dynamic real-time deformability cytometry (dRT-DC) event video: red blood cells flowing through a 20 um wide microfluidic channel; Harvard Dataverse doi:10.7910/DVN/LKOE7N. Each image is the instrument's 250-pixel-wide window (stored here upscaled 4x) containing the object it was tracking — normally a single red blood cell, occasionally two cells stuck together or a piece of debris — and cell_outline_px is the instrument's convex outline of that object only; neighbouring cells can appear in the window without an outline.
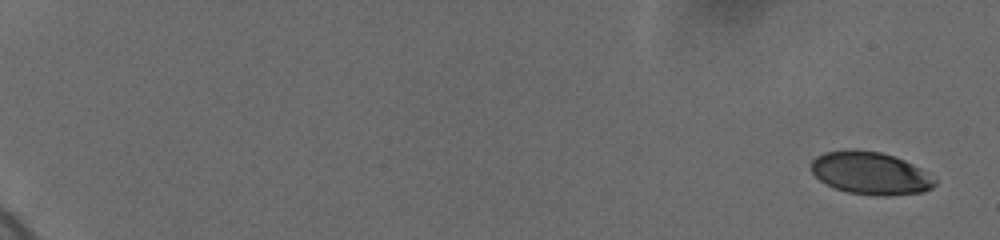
{"species": "human", "species_latin": "Homo sapiens", "temperature_condition": "cold", "stored_images_in_passage": 22, "camera_frame_rate_fps": 3000, "um_per_image_px": 0.085, "donor": {"sex": "female"}, "frame": {"image": 1, "passage_image": 1, "time_ms": 0.0, "image_size_px": [1000, 240], "cell_outline_px": [[936, 184], [932, 188], [924, 192], [888, 196], [880, 196], [848, 192], [836, 188], [820, 180], [812, 172], [812, 160], [816, 156], [824, 152], [848, 148], [852, 148], [880, 152], [904, 160], [920, 168], [936, 180]], "centroid_in_image_um": [73.98, 14.71], "position_along_channel_um": 11.0, "area_um2": 30.69}}
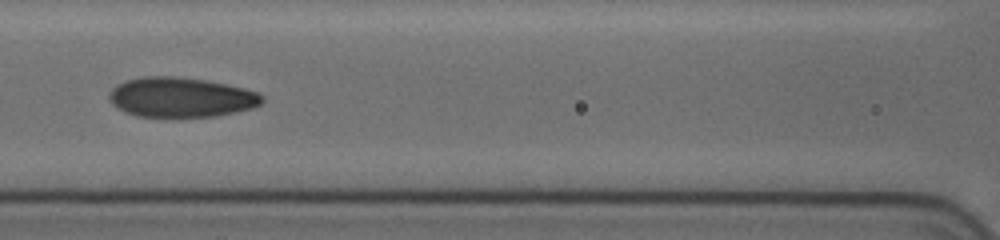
{"frame": {"image": 2, "passage_image": 12, "time_ms": 9.667, "image_size_px": [1000, 240], "cell_outline_px": [[264, 100], [260, 104], [252, 108], [236, 112], [216, 116], [136, 116], [124, 112], [112, 104], [108, 96], [112, 88], [128, 80], [152, 76], [168, 76], [204, 80], [244, 88], [256, 92], [264, 96]], "centroid_in_image_um": [15.4, 8.28], "position_along_channel_um": 151.2, "area_um2": 34.97}}
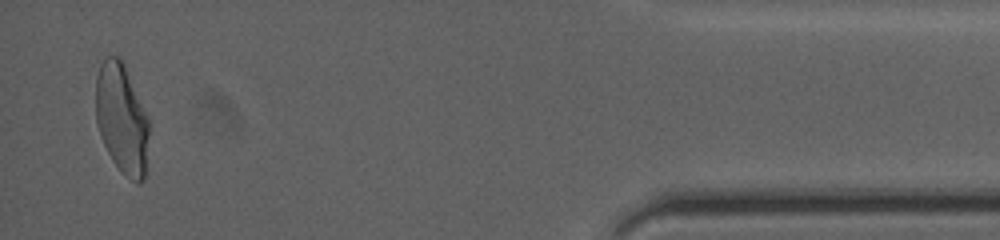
{"frame": {"image": 3, "passage_image": 22, "time_ms": 18.667, "image_size_px": [1000, 240], "cell_outline_px": [[148, 132], [144, 180], [140, 184], [136, 184], [124, 176], [120, 172], [112, 160], [100, 136], [96, 120], [96, 76], [100, 64], [104, 56], [120, 56], [124, 64], [148, 116]], "centroid_in_image_um": [10.34, 10.1], "position_along_channel_um": 424.9, "area_um2": 34.28}, "authors_computed_cell_mechanics": {"area_um2": 33.2639, "velocity_mm_per_s": 3.6721, "shape_relaxation_time_tau1_ms": 5.4542, "shape_relaxation_time_tau2_ms": 1.848, "deformation_change_tau1": 0.1655, "deformation_change_tau2": 0.0596}}